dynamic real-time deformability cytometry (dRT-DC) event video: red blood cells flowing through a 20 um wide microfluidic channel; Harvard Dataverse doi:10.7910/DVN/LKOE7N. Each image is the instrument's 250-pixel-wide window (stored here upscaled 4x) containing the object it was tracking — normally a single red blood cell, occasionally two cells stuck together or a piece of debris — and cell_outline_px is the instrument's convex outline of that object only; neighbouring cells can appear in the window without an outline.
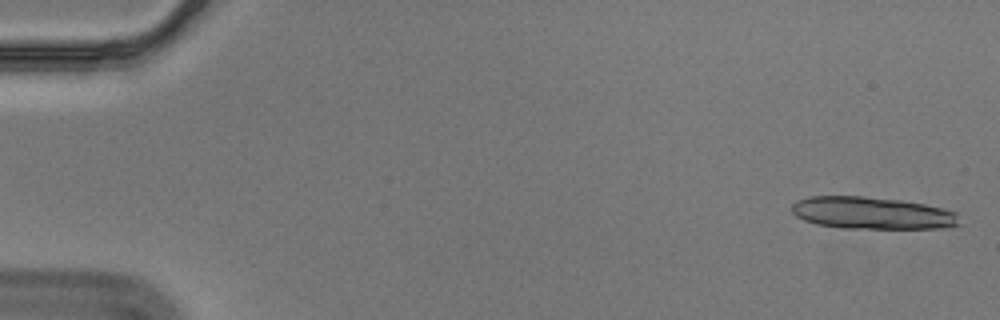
{"species": "Egyptian fruit bat (a non-hibernating species)", "species_latin": "Rousettus aegyptiacus", "temperature_condition": "cold", "stored_images_in_passage": 16, "camera_frame_rate_fps": 3000, "um_per_image_px": 0.085, "animal": {"sex": "male"}, "frame": {"image": 1, "passage_image": 2, "time_ms": 0.333, "image_size_px": [1000, 320], "cell_outline_px": [[960, 224], [944, 228], [844, 228], [816, 224], [804, 220], [796, 216], [792, 212], [792, 204], [796, 200], [808, 196], [864, 196], [900, 200], [924, 204], [944, 208], [956, 212]], "centroid_in_image_um": [74.11, 18.1], "position_along_channel_um": 10.9, "area_um2": 31.5}}